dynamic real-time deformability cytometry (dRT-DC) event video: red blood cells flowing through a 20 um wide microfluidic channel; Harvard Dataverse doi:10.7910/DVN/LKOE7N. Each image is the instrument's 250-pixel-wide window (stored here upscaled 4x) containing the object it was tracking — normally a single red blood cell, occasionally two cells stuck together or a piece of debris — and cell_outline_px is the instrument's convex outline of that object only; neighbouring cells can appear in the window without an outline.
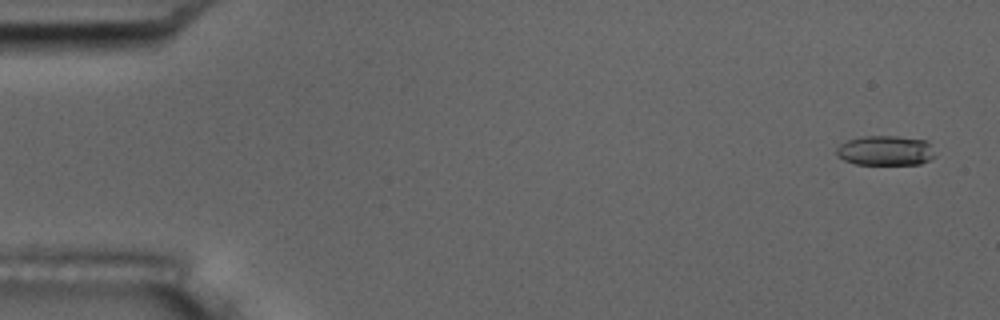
{"species": "common noctule bat (a hibernating species)", "species_latin": "Nyctalus noctula", "temperature_condition": "room temperature", "stored_images_in_passage": 10, "camera_frame_rate_fps": 3000, "um_per_image_px": 0.085, "animal": {"sex": "male", "body_mass_g": 17.5, "forearm_length_mm": 52.3}, "frame": {"image": 1, "passage_image": 1, "time_ms": 0.0, "image_size_px": [1000, 320], "cell_outline_px": [[936, 156], [920, 164], [856, 164], [844, 160], [836, 156], [836, 148], [840, 144], [848, 140], [860, 136], [896, 136], [928, 140]], "centroid_in_image_um": [75.26, 12.79], "position_along_channel_um": 9.7, "area_um2": 17.28}}
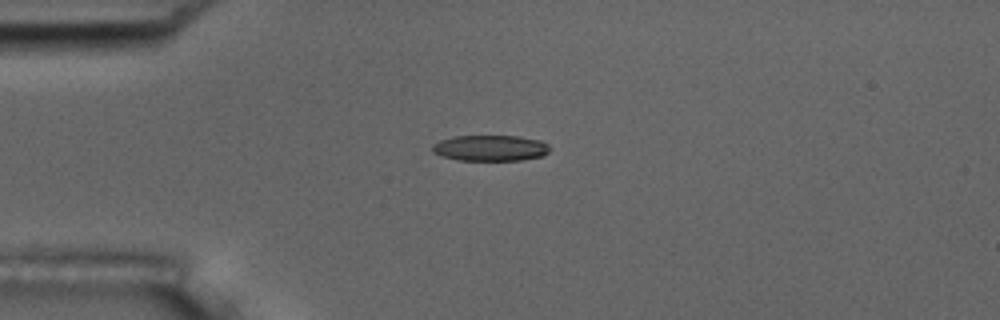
{"frame": {"image": 2, "passage_image": 4, "time_ms": 1.0, "image_size_px": [1000, 320], "cell_outline_px": [[552, 148], [544, 156], [520, 160], [456, 160], [440, 156], [432, 152], [432, 144], [440, 140], [456, 136], [516, 136], [540, 140], [548, 144]], "centroid_in_image_um": [41.68, 12.59], "position_along_channel_um": 43.3, "area_um2": 17.86}}